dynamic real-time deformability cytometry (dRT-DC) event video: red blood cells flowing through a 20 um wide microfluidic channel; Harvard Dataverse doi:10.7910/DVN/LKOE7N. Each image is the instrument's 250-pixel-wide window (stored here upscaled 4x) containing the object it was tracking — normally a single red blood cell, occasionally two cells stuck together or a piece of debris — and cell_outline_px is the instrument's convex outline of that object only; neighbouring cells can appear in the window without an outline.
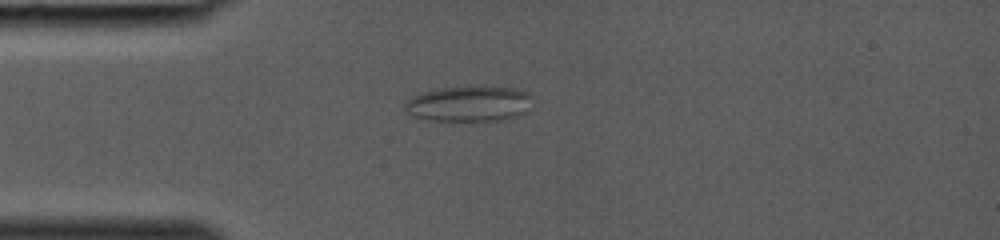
{"species": "common noctule bat (a hibernating species)", "species_latin": "Nyctalus noctula", "temperature_condition": "room temperature", "stored_images_in_passage": 32, "camera_frame_rate_fps": 3000, "um_per_image_px": 0.085, "animal": {"sex": "female", "body_mass_g": 19.0, "forearm_length_mm": 53.3}, "frame": {"image": 1, "passage_image": 4, "time_ms": 1.0, "image_size_px": [1000, 240], "cell_outline_px": [[532, 96], [528, 112], [504, 120], [428, 120], [416, 116], [408, 112], [404, 108], [404, 104], [412, 96], [420, 92], [440, 88], [516, 88], [528, 92]], "centroid_in_image_um": [39.89, 8.83], "position_along_channel_um": 45.1, "area_um2": 25.95}}
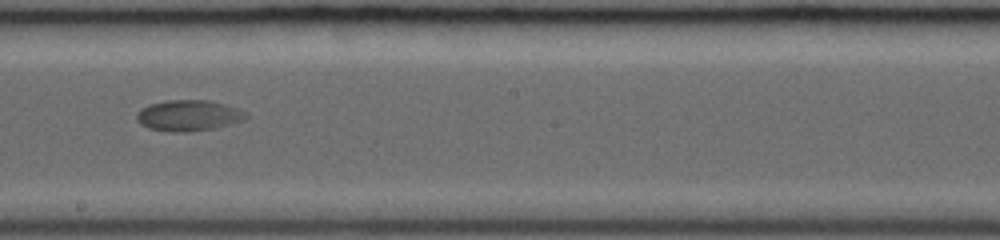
{"frame": {"image": 2, "passage_image": 16, "time_ms": 5.0, "image_size_px": [1000, 240], "cell_outline_px": [[248, 116], [244, 120], [216, 128], [188, 132], [180, 132], [148, 128], [140, 124], [136, 120], [136, 112], [140, 108], [148, 104], [168, 100], [208, 100], [224, 104], [248, 112]], "centroid_in_image_um": [16.01, 9.81], "position_along_channel_um": 232.2, "area_um2": 19.83}}
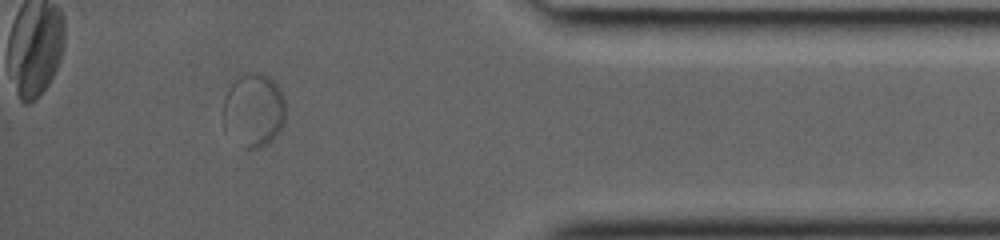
{"frame": {"image": 3, "passage_image": 28, "time_ms": 9.0, "image_size_px": [1000, 240], "cell_outline_px": [[284, 124], [276, 136], [268, 144], [260, 148], [244, 148], [224, 132], [220, 116], [224, 96], [236, 76], [244, 72], [264, 72], [276, 84], [284, 100]], "centroid_in_image_um": [21.49, 9.37], "position_along_channel_um": 413.7, "area_um2": 27.69}}